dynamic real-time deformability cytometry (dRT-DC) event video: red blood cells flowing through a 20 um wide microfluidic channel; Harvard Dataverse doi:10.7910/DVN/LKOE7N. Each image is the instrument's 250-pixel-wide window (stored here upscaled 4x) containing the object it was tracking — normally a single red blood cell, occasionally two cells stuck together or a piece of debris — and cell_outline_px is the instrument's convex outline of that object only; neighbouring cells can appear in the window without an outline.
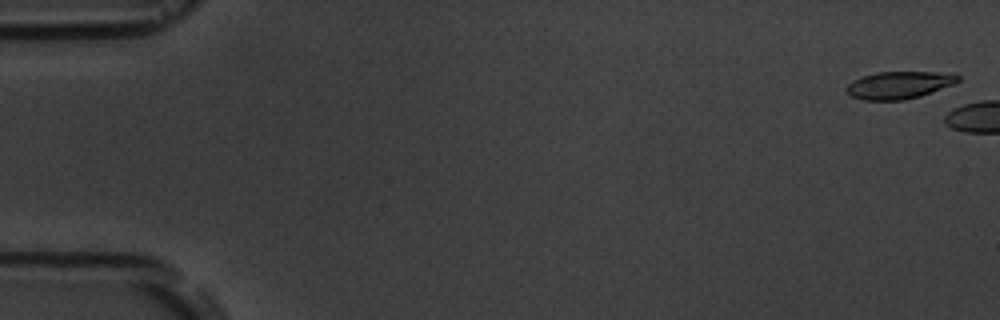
{"species": "common noctule bat (a hibernating species)", "species_latin": "Nyctalus noctula", "temperature_condition": "room temperature", "stored_images_in_passage": 2, "camera_frame_rate_fps": 3000, "um_per_image_px": 0.085, "animal": {"sex": "male", "body_mass_g": 19.5, "forearm_length_mm": 54.6}, "frame": {"image": 1, "passage_image": 1, "time_ms": 0.0, "image_size_px": [1000, 320], "cell_outline_px": [[960, 80], [956, 84], [920, 96], [904, 100], [864, 100], [852, 96], [844, 88], [852, 80], [864, 76], [880, 72], [936, 72], [960, 76]], "centroid_in_image_um": [76.43, 7.23], "position_along_channel_um": 8.6, "area_um2": 17.69}}